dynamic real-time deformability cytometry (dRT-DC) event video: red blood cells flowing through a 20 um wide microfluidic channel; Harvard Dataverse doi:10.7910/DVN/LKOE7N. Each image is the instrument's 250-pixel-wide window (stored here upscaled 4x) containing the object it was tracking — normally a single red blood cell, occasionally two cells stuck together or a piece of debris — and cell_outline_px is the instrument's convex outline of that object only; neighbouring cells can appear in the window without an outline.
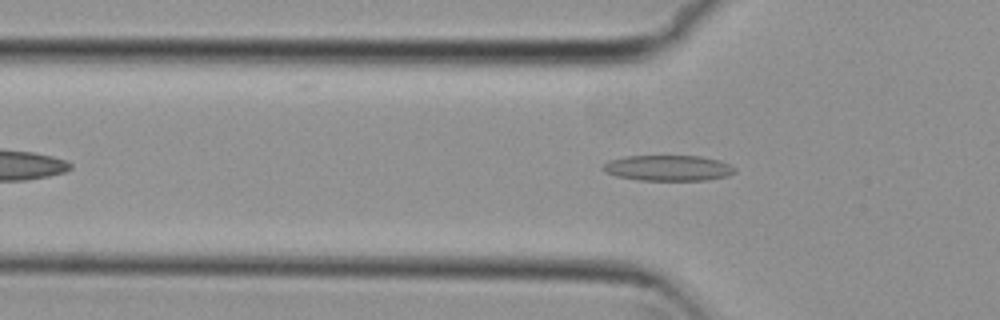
{"species": "common noctule bat (a hibernating species)", "species_latin": "Nyctalus noctula", "temperature_condition": "cold", "stored_images_in_passage": 43, "camera_frame_rate_fps": 3000, "um_per_image_px": 0.085, "animal": {"sex": "female", "body_mass_g": 29.2, "forearm_length_mm": 56.3}, "frame": {"image": 1, "passage_image": 9, "time_ms": 2.667, "image_size_px": [1000, 320], "cell_outline_px": [[736, 172], [728, 176], [708, 180], [640, 180], [616, 176], [604, 172], [600, 168], [608, 160], [624, 156], [700, 156], [720, 160], [736, 168]], "centroid_in_image_um": [56.78, 14.28], "position_along_channel_um": 69.0, "area_um2": 19.88}}
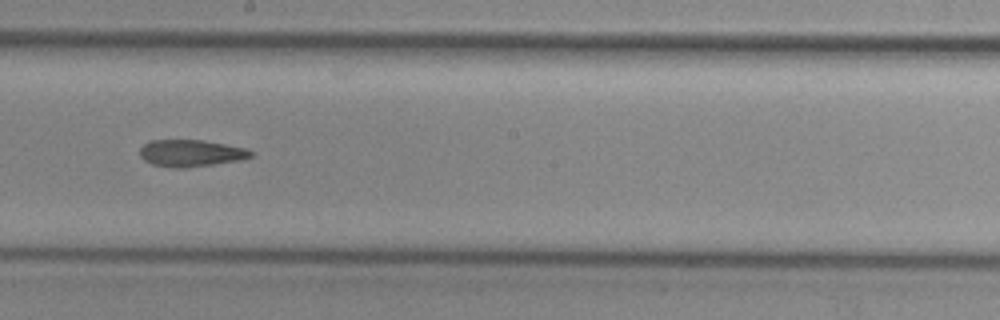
{"frame": {"image": 2, "passage_image": 22, "time_ms": 7.0, "image_size_px": [1000, 320], "cell_outline_px": [[252, 156], [240, 160], [184, 168], [176, 168], [152, 164], [144, 160], [140, 156], [140, 148], [148, 140], [204, 140], [244, 148], [252, 152]], "centroid_in_image_um": [16.18, 13.01], "position_along_channel_um": 232.0, "area_um2": 17.22}}
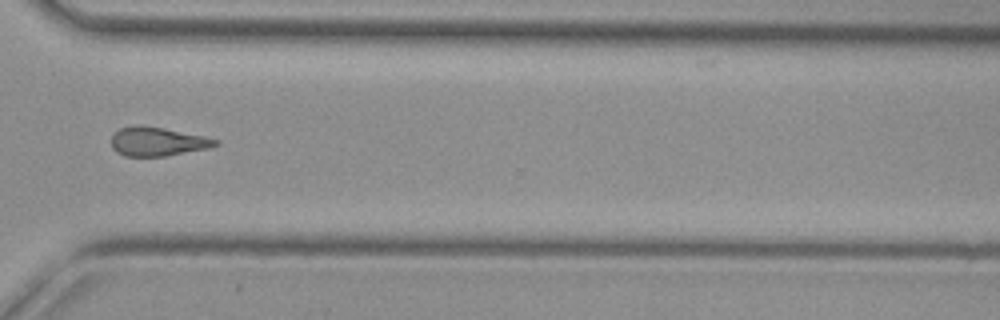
{"frame": {"image": 3, "passage_image": 32, "time_ms": 10.333, "image_size_px": [1000, 320], "cell_outline_px": [[220, 144], [208, 148], [164, 156], [124, 156], [116, 152], [112, 148], [112, 136], [120, 128], [136, 124], [140, 124], [164, 128], [204, 136], [220, 140]], "centroid_in_image_um": [13.38, 12.02], "position_along_channel_um": 357.2, "area_um2": 17.57}}